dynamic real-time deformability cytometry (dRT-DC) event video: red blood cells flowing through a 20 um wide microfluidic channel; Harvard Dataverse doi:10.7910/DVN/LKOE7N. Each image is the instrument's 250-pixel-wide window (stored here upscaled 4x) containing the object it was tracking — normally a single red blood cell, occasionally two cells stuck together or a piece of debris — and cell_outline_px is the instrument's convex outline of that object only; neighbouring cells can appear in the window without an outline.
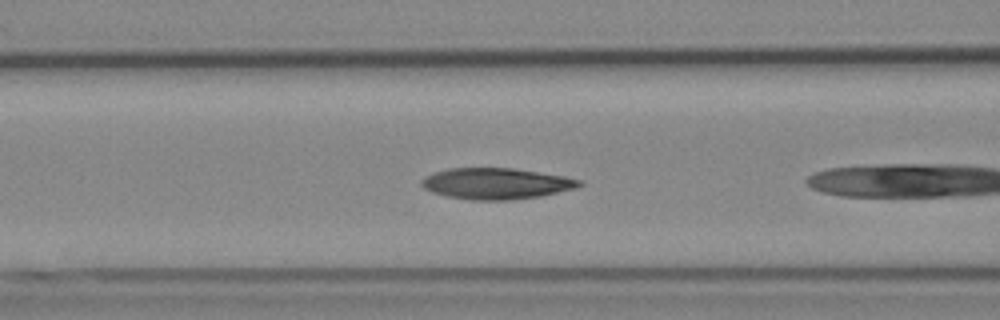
{"species": "Egyptian fruit bat (a non-hibernating species)", "species_latin": "Rousettus aegyptiacus", "temperature_condition": "cold", "stored_images_in_passage": 8, "camera_frame_rate_fps": 3000, "um_per_image_px": 0.085, "animal": {"sex": "female"}, "frame": {"image": 1, "passage_image": 4, "time_ms": 1.0, "image_size_px": [1000, 320], "cell_outline_px": [[584, 184], [576, 188], [540, 196], [512, 200], [472, 200], [448, 196], [432, 192], [424, 188], [420, 184], [420, 180], [424, 176], [432, 172], [448, 168], [512, 168], [564, 176], [580, 180]], "centroid_in_image_um": [42.14, 15.6], "position_along_channel_um": 124.5, "area_um2": 28.67}}